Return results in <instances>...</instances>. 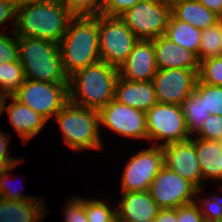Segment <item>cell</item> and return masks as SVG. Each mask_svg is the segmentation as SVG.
<instances>
[{
    "instance_id": "6da1fadb",
    "label": "cell",
    "mask_w": 222,
    "mask_h": 222,
    "mask_svg": "<svg viewBox=\"0 0 222 222\" xmlns=\"http://www.w3.org/2000/svg\"><path fill=\"white\" fill-rule=\"evenodd\" d=\"M73 17L61 0L22 2L17 5L14 33L59 44Z\"/></svg>"
},
{
    "instance_id": "7a4b0ae2",
    "label": "cell",
    "mask_w": 222,
    "mask_h": 222,
    "mask_svg": "<svg viewBox=\"0 0 222 222\" xmlns=\"http://www.w3.org/2000/svg\"><path fill=\"white\" fill-rule=\"evenodd\" d=\"M118 69L100 60L68 77L69 102L100 110L114 99Z\"/></svg>"
},
{
    "instance_id": "3957f363",
    "label": "cell",
    "mask_w": 222,
    "mask_h": 222,
    "mask_svg": "<svg viewBox=\"0 0 222 222\" xmlns=\"http://www.w3.org/2000/svg\"><path fill=\"white\" fill-rule=\"evenodd\" d=\"M58 45L62 67L68 77L100 61L98 16H74Z\"/></svg>"
},
{
    "instance_id": "277c9868",
    "label": "cell",
    "mask_w": 222,
    "mask_h": 222,
    "mask_svg": "<svg viewBox=\"0 0 222 222\" xmlns=\"http://www.w3.org/2000/svg\"><path fill=\"white\" fill-rule=\"evenodd\" d=\"M18 55L25 79L68 84L58 44L36 38L18 37Z\"/></svg>"
},
{
    "instance_id": "5b68a950",
    "label": "cell",
    "mask_w": 222,
    "mask_h": 222,
    "mask_svg": "<svg viewBox=\"0 0 222 222\" xmlns=\"http://www.w3.org/2000/svg\"><path fill=\"white\" fill-rule=\"evenodd\" d=\"M64 145L73 150L102 149L98 110L68 102L56 115Z\"/></svg>"
},
{
    "instance_id": "8992f818",
    "label": "cell",
    "mask_w": 222,
    "mask_h": 222,
    "mask_svg": "<svg viewBox=\"0 0 222 222\" xmlns=\"http://www.w3.org/2000/svg\"><path fill=\"white\" fill-rule=\"evenodd\" d=\"M138 40L120 17L98 15V44L102 61L118 69Z\"/></svg>"
},
{
    "instance_id": "52a82bcc",
    "label": "cell",
    "mask_w": 222,
    "mask_h": 222,
    "mask_svg": "<svg viewBox=\"0 0 222 222\" xmlns=\"http://www.w3.org/2000/svg\"><path fill=\"white\" fill-rule=\"evenodd\" d=\"M13 97L49 121L69 102L68 84L26 79Z\"/></svg>"
},
{
    "instance_id": "ba28073f",
    "label": "cell",
    "mask_w": 222,
    "mask_h": 222,
    "mask_svg": "<svg viewBox=\"0 0 222 222\" xmlns=\"http://www.w3.org/2000/svg\"><path fill=\"white\" fill-rule=\"evenodd\" d=\"M170 15L162 2L142 0L119 17L139 40H153L164 35Z\"/></svg>"
},
{
    "instance_id": "9c48e42d",
    "label": "cell",
    "mask_w": 222,
    "mask_h": 222,
    "mask_svg": "<svg viewBox=\"0 0 222 222\" xmlns=\"http://www.w3.org/2000/svg\"><path fill=\"white\" fill-rule=\"evenodd\" d=\"M145 114L147 140L163 141L158 146L191 138L181 105L156 103Z\"/></svg>"
},
{
    "instance_id": "30bf717a",
    "label": "cell",
    "mask_w": 222,
    "mask_h": 222,
    "mask_svg": "<svg viewBox=\"0 0 222 222\" xmlns=\"http://www.w3.org/2000/svg\"><path fill=\"white\" fill-rule=\"evenodd\" d=\"M163 166V149L156 142L151 147L132 155L124 167L122 193L147 191Z\"/></svg>"
},
{
    "instance_id": "8fae6325",
    "label": "cell",
    "mask_w": 222,
    "mask_h": 222,
    "mask_svg": "<svg viewBox=\"0 0 222 222\" xmlns=\"http://www.w3.org/2000/svg\"><path fill=\"white\" fill-rule=\"evenodd\" d=\"M197 187L165 165L149 186V193L160 209L178 208L194 202Z\"/></svg>"
},
{
    "instance_id": "7c38bea8",
    "label": "cell",
    "mask_w": 222,
    "mask_h": 222,
    "mask_svg": "<svg viewBox=\"0 0 222 222\" xmlns=\"http://www.w3.org/2000/svg\"><path fill=\"white\" fill-rule=\"evenodd\" d=\"M199 69H158L152 82L158 103L181 105L195 91Z\"/></svg>"
},
{
    "instance_id": "4fadbf2b",
    "label": "cell",
    "mask_w": 222,
    "mask_h": 222,
    "mask_svg": "<svg viewBox=\"0 0 222 222\" xmlns=\"http://www.w3.org/2000/svg\"><path fill=\"white\" fill-rule=\"evenodd\" d=\"M100 126L123 137L147 139L146 114L115 99L98 111Z\"/></svg>"
},
{
    "instance_id": "5bb4252c",
    "label": "cell",
    "mask_w": 222,
    "mask_h": 222,
    "mask_svg": "<svg viewBox=\"0 0 222 222\" xmlns=\"http://www.w3.org/2000/svg\"><path fill=\"white\" fill-rule=\"evenodd\" d=\"M164 165L197 188H203L202 173L195 149V138L162 146ZM203 185V186H202Z\"/></svg>"
},
{
    "instance_id": "9a60e30c",
    "label": "cell",
    "mask_w": 222,
    "mask_h": 222,
    "mask_svg": "<svg viewBox=\"0 0 222 222\" xmlns=\"http://www.w3.org/2000/svg\"><path fill=\"white\" fill-rule=\"evenodd\" d=\"M157 70L153 41L138 40L118 68V74L129 81H151Z\"/></svg>"
},
{
    "instance_id": "2e32d148",
    "label": "cell",
    "mask_w": 222,
    "mask_h": 222,
    "mask_svg": "<svg viewBox=\"0 0 222 222\" xmlns=\"http://www.w3.org/2000/svg\"><path fill=\"white\" fill-rule=\"evenodd\" d=\"M114 99L145 113L158 103L152 80L129 81L122 77L116 81Z\"/></svg>"
},
{
    "instance_id": "e0dca14e",
    "label": "cell",
    "mask_w": 222,
    "mask_h": 222,
    "mask_svg": "<svg viewBox=\"0 0 222 222\" xmlns=\"http://www.w3.org/2000/svg\"><path fill=\"white\" fill-rule=\"evenodd\" d=\"M152 41L158 69H199L200 62L194 52L177 45L164 35Z\"/></svg>"
},
{
    "instance_id": "ac0fdd59",
    "label": "cell",
    "mask_w": 222,
    "mask_h": 222,
    "mask_svg": "<svg viewBox=\"0 0 222 222\" xmlns=\"http://www.w3.org/2000/svg\"><path fill=\"white\" fill-rule=\"evenodd\" d=\"M122 194L116 210L117 222H138L156 218L160 208L148 190Z\"/></svg>"
},
{
    "instance_id": "d6986e66",
    "label": "cell",
    "mask_w": 222,
    "mask_h": 222,
    "mask_svg": "<svg viewBox=\"0 0 222 222\" xmlns=\"http://www.w3.org/2000/svg\"><path fill=\"white\" fill-rule=\"evenodd\" d=\"M11 103L5 105L9 122L23 142H27L44 128L48 120L26 105L21 104L13 96H9Z\"/></svg>"
},
{
    "instance_id": "ffe728a7",
    "label": "cell",
    "mask_w": 222,
    "mask_h": 222,
    "mask_svg": "<svg viewBox=\"0 0 222 222\" xmlns=\"http://www.w3.org/2000/svg\"><path fill=\"white\" fill-rule=\"evenodd\" d=\"M44 202L35 200H4L0 204V222H42L48 211Z\"/></svg>"
},
{
    "instance_id": "44dd1931",
    "label": "cell",
    "mask_w": 222,
    "mask_h": 222,
    "mask_svg": "<svg viewBox=\"0 0 222 222\" xmlns=\"http://www.w3.org/2000/svg\"><path fill=\"white\" fill-rule=\"evenodd\" d=\"M171 13L180 21L203 30L218 23L221 18L197 0H189L176 5Z\"/></svg>"
},
{
    "instance_id": "7402d4cb",
    "label": "cell",
    "mask_w": 222,
    "mask_h": 222,
    "mask_svg": "<svg viewBox=\"0 0 222 222\" xmlns=\"http://www.w3.org/2000/svg\"><path fill=\"white\" fill-rule=\"evenodd\" d=\"M195 149L202 178L218 182L220 180L218 158L222 155V141L195 138Z\"/></svg>"
},
{
    "instance_id": "603a6c76",
    "label": "cell",
    "mask_w": 222,
    "mask_h": 222,
    "mask_svg": "<svg viewBox=\"0 0 222 222\" xmlns=\"http://www.w3.org/2000/svg\"><path fill=\"white\" fill-rule=\"evenodd\" d=\"M202 30L193 25L178 20L172 13L169 17L164 36L177 45L199 53Z\"/></svg>"
},
{
    "instance_id": "cb8c5ba5",
    "label": "cell",
    "mask_w": 222,
    "mask_h": 222,
    "mask_svg": "<svg viewBox=\"0 0 222 222\" xmlns=\"http://www.w3.org/2000/svg\"><path fill=\"white\" fill-rule=\"evenodd\" d=\"M181 108L190 136L193 137L200 131L210 113L206 111L204 101L195 91L181 104Z\"/></svg>"
},
{
    "instance_id": "d4e9b609",
    "label": "cell",
    "mask_w": 222,
    "mask_h": 222,
    "mask_svg": "<svg viewBox=\"0 0 222 222\" xmlns=\"http://www.w3.org/2000/svg\"><path fill=\"white\" fill-rule=\"evenodd\" d=\"M216 56H222V19L215 25L202 30L197 55L199 62Z\"/></svg>"
},
{
    "instance_id": "484cf974",
    "label": "cell",
    "mask_w": 222,
    "mask_h": 222,
    "mask_svg": "<svg viewBox=\"0 0 222 222\" xmlns=\"http://www.w3.org/2000/svg\"><path fill=\"white\" fill-rule=\"evenodd\" d=\"M24 70L18 60L0 63V91L13 96L25 81Z\"/></svg>"
},
{
    "instance_id": "4316f807",
    "label": "cell",
    "mask_w": 222,
    "mask_h": 222,
    "mask_svg": "<svg viewBox=\"0 0 222 222\" xmlns=\"http://www.w3.org/2000/svg\"><path fill=\"white\" fill-rule=\"evenodd\" d=\"M195 92L204 101L206 111L222 116V86L208 85L198 80Z\"/></svg>"
},
{
    "instance_id": "83f0119b",
    "label": "cell",
    "mask_w": 222,
    "mask_h": 222,
    "mask_svg": "<svg viewBox=\"0 0 222 222\" xmlns=\"http://www.w3.org/2000/svg\"><path fill=\"white\" fill-rule=\"evenodd\" d=\"M202 188L195 191L194 202L201 211L205 222H222V199L220 196L200 197ZM199 197V198H198ZM199 199V201H197ZM200 202V203H199ZM199 203V204H198ZM203 206V207H202Z\"/></svg>"
},
{
    "instance_id": "f1b7e54d",
    "label": "cell",
    "mask_w": 222,
    "mask_h": 222,
    "mask_svg": "<svg viewBox=\"0 0 222 222\" xmlns=\"http://www.w3.org/2000/svg\"><path fill=\"white\" fill-rule=\"evenodd\" d=\"M198 78L201 83L222 86V56L201 61Z\"/></svg>"
},
{
    "instance_id": "f546056e",
    "label": "cell",
    "mask_w": 222,
    "mask_h": 222,
    "mask_svg": "<svg viewBox=\"0 0 222 222\" xmlns=\"http://www.w3.org/2000/svg\"><path fill=\"white\" fill-rule=\"evenodd\" d=\"M85 214L89 222H116V210H112L105 201L84 199Z\"/></svg>"
},
{
    "instance_id": "4dcf8cb0",
    "label": "cell",
    "mask_w": 222,
    "mask_h": 222,
    "mask_svg": "<svg viewBox=\"0 0 222 222\" xmlns=\"http://www.w3.org/2000/svg\"><path fill=\"white\" fill-rule=\"evenodd\" d=\"M74 16H98L104 0H61Z\"/></svg>"
},
{
    "instance_id": "1f68e13d",
    "label": "cell",
    "mask_w": 222,
    "mask_h": 222,
    "mask_svg": "<svg viewBox=\"0 0 222 222\" xmlns=\"http://www.w3.org/2000/svg\"><path fill=\"white\" fill-rule=\"evenodd\" d=\"M3 32L0 33V63L13 62L19 59L18 55V37L15 35L14 31L12 38Z\"/></svg>"
},
{
    "instance_id": "d6a6232c",
    "label": "cell",
    "mask_w": 222,
    "mask_h": 222,
    "mask_svg": "<svg viewBox=\"0 0 222 222\" xmlns=\"http://www.w3.org/2000/svg\"><path fill=\"white\" fill-rule=\"evenodd\" d=\"M193 138L222 141V116L210 114L197 133V137Z\"/></svg>"
},
{
    "instance_id": "836d02e7",
    "label": "cell",
    "mask_w": 222,
    "mask_h": 222,
    "mask_svg": "<svg viewBox=\"0 0 222 222\" xmlns=\"http://www.w3.org/2000/svg\"><path fill=\"white\" fill-rule=\"evenodd\" d=\"M23 161H19L18 163L12 164L7 168L0 169V184L4 192V196L6 200H35L38 199L36 196L32 197L30 195H24L22 192L18 191L17 188L9 187L8 184V172L13 170L18 164Z\"/></svg>"
},
{
    "instance_id": "e575fe53",
    "label": "cell",
    "mask_w": 222,
    "mask_h": 222,
    "mask_svg": "<svg viewBox=\"0 0 222 222\" xmlns=\"http://www.w3.org/2000/svg\"><path fill=\"white\" fill-rule=\"evenodd\" d=\"M69 201L64 208V222H89L85 214L84 198L73 196Z\"/></svg>"
},
{
    "instance_id": "d590c367",
    "label": "cell",
    "mask_w": 222,
    "mask_h": 222,
    "mask_svg": "<svg viewBox=\"0 0 222 222\" xmlns=\"http://www.w3.org/2000/svg\"><path fill=\"white\" fill-rule=\"evenodd\" d=\"M140 1L142 0H104L101 14L109 17H119Z\"/></svg>"
},
{
    "instance_id": "8d00e7d4",
    "label": "cell",
    "mask_w": 222,
    "mask_h": 222,
    "mask_svg": "<svg viewBox=\"0 0 222 222\" xmlns=\"http://www.w3.org/2000/svg\"><path fill=\"white\" fill-rule=\"evenodd\" d=\"M177 222H205L195 202L177 208Z\"/></svg>"
},
{
    "instance_id": "74e56055",
    "label": "cell",
    "mask_w": 222,
    "mask_h": 222,
    "mask_svg": "<svg viewBox=\"0 0 222 222\" xmlns=\"http://www.w3.org/2000/svg\"><path fill=\"white\" fill-rule=\"evenodd\" d=\"M16 11H17V4L7 0H0V26L5 25L8 21L12 20L13 22V29L16 24Z\"/></svg>"
},
{
    "instance_id": "f35d334b",
    "label": "cell",
    "mask_w": 222,
    "mask_h": 222,
    "mask_svg": "<svg viewBox=\"0 0 222 222\" xmlns=\"http://www.w3.org/2000/svg\"><path fill=\"white\" fill-rule=\"evenodd\" d=\"M7 134L0 129V168H7L8 166L18 163L21 159L11 158L9 154V139Z\"/></svg>"
},
{
    "instance_id": "ab89813d",
    "label": "cell",
    "mask_w": 222,
    "mask_h": 222,
    "mask_svg": "<svg viewBox=\"0 0 222 222\" xmlns=\"http://www.w3.org/2000/svg\"><path fill=\"white\" fill-rule=\"evenodd\" d=\"M155 222H177V208L159 209Z\"/></svg>"
},
{
    "instance_id": "60d3db41",
    "label": "cell",
    "mask_w": 222,
    "mask_h": 222,
    "mask_svg": "<svg viewBox=\"0 0 222 222\" xmlns=\"http://www.w3.org/2000/svg\"><path fill=\"white\" fill-rule=\"evenodd\" d=\"M222 19V0H197Z\"/></svg>"
},
{
    "instance_id": "b9f144b4",
    "label": "cell",
    "mask_w": 222,
    "mask_h": 222,
    "mask_svg": "<svg viewBox=\"0 0 222 222\" xmlns=\"http://www.w3.org/2000/svg\"><path fill=\"white\" fill-rule=\"evenodd\" d=\"M9 96L0 91V116L5 112V105L8 103ZM7 100V101H6Z\"/></svg>"
},
{
    "instance_id": "7bdbcfd3",
    "label": "cell",
    "mask_w": 222,
    "mask_h": 222,
    "mask_svg": "<svg viewBox=\"0 0 222 222\" xmlns=\"http://www.w3.org/2000/svg\"><path fill=\"white\" fill-rule=\"evenodd\" d=\"M163 4L167 5L170 9H173L176 5L189 1V0H158Z\"/></svg>"
},
{
    "instance_id": "ee69618b",
    "label": "cell",
    "mask_w": 222,
    "mask_h": 222,
    "mask_svg": "<svg viewBox=\"0 0 222 222\" xmlns=\"http://www.w3.org/2000/svg\"><path fill=\"white\" fill-rule=\"evenodd\" d=\"M220 181L222 180V155L219 156Z\"/></svg>"
},
{
    "instance_id": "f6af8a7d",
    "label": "cell",
    "mask_w": 222,
    "mask_h": 222,
    "mask_svg": "<svg viewBox=\"0 0 222 222\" xmlns=\"http://www.w3.org/2000/svg\"><path fill=\"white\" fill-rule=\"evenodd\" d=\"M5 200L4 192L0 184V204Z\"/></svg>"
},
{
    "instance_id": "bcb514c9",
    "label": "cell",
    "mask_w": 222,
    "mask_h": 222,
    "mask_svg": "<svg viewBox=\"0 0 222 222\" xmlns=\"http://www.w3.org/2000/svg\"><path fill=\"white\" fill-rule=\"evenodd\" d=\"M26 1H35V0H16V4L19 5L22 2H26Z\"/></svg>"
},
{
    "instance_id": "7dc6e473",
    "label": "cell",
    "mask_w": 222,
    "mask_h": 222,
    "mask_svg": "<svg viewBox=\"0 0 222 222\" xmlns=\"http://www.w3.org/2000/svg\"><path fill=\"white\" fill-rule=\"evenodd\" d=\"M138 222H155V219H153V220H141V221H138Z\"/></svg>"
},
{
    "instance_id": "c3c4849f",
    "label": "cell",
    "mask_w": 222,
    "mask_h": 222,
    "mask_svg": "<svg viewBox=\"0 0 222 222\" xmlns=\"http://www.w3.org/2000/svg\"><path fill=\"white\" fill-rule=\"evenodd\" d=\"M7 1H11V2H14V3H16V0H7Z\"/></svg>"
}]
</instances>
